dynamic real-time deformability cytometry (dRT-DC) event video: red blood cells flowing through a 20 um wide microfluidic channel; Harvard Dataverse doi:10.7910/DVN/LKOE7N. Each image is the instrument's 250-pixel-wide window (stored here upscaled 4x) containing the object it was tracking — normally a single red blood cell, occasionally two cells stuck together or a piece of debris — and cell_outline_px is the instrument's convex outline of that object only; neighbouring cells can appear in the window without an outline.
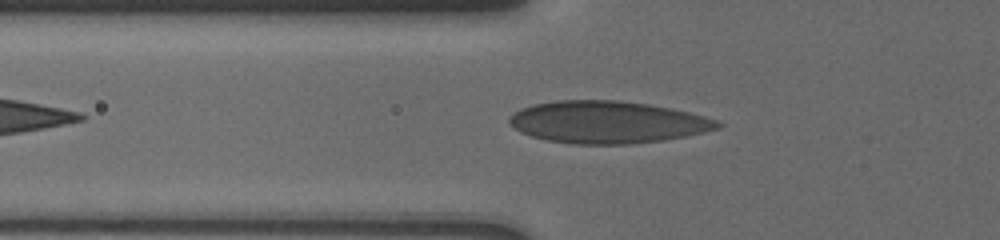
{"species": "human", "species_latin": "Homo sapiens", "temperature_condition": "cold", "stored_images_in_passage": 28, "camera_frame_rate_fps": 3000, "um_per_image_px": 0.085, "donor": {"sex": "male"}, "frame": {"image": 1, "passage_image": 7, "time_ms": 2.0, "image_size_px": [1000, 240], "cell_outline_px": [[724, 124], [720, 128], [704, 132], [664, 140], [628, 144], [572, 144], [548, 140], [532, 136], [520, 132], [508, 120], [520, 108], [536, 104], [560, 100], [616, 100], [648, 104], [688, 112], [704, 116], [716, 120]], "centroid_in_image_um": [51.66, 10.39], "position_along_channel_um": 74.1, "area_um2": 50.75}}
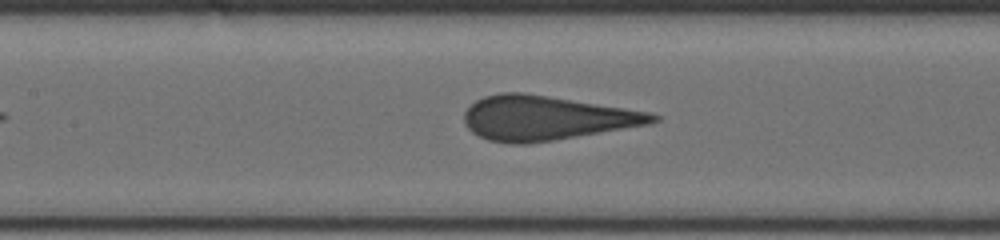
{"frame": {"image": 2, "passage_image": 14, "time_ms": 4.333, "image_size_px": [1000, 240], "cell_outline_px": [[660, 120], [648, 124], [528, 144], [508, 144], [488, 140], [472, 132], [464, 124], [464, 112], [476, 100], [484, 96], [500, 92], [520, 92], [652, 112], [660, 116]], "centroid_in_image_um": [46.38, 10.03], "position_along_channel_um": 161.0, "area_um2": 48.32}}
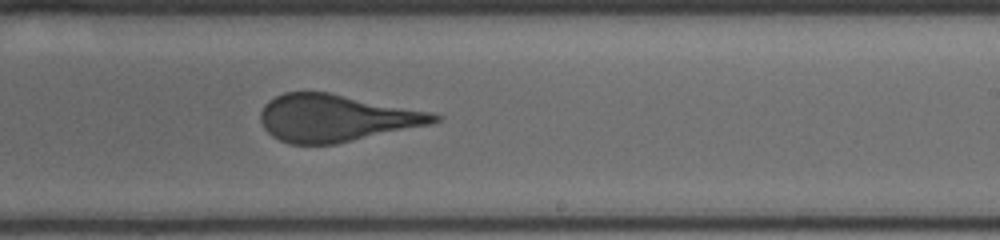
{"frame": {"image": 3, "passage_image": 28, "time_ms": 7.0, "image_size_px": [1000, 240], "cell_outline_px": [[440, 120], [428, 124], [336, 144], [288, 144], [272, 136], [264, 128], [260, 120], [260, 112], [264, 104], [268, 100], [284, 92], [328, 92], [428, 112], [440, 116]], "centroid_in_image_um": [28.45, 10.03], "position_along_channel_um": 260.5, "area_um2": 46.99}}